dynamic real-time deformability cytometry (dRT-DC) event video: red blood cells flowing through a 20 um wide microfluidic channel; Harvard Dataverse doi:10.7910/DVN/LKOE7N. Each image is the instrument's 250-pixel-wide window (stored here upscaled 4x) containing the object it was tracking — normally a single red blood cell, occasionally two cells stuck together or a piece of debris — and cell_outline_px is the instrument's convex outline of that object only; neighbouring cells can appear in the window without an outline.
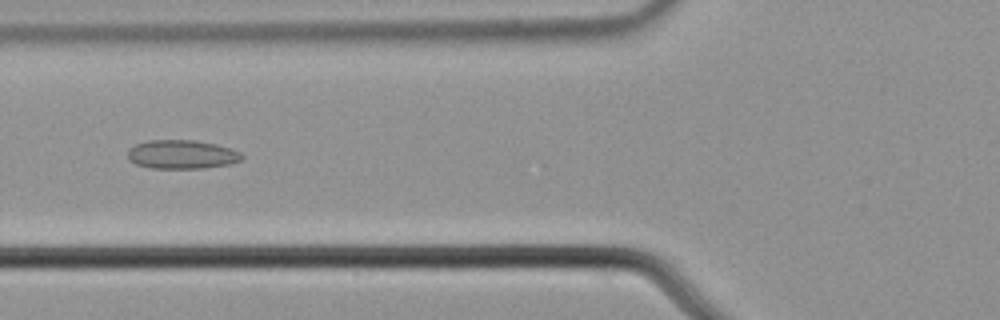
{"species": "common noctule bat (a hibernating species)", "species_latin": "Nyctalus noctula", "temperature_condition": "cold", "stored_images_in_passage": 5, "camera_frame_rate_fps": 3000, "um_per_image_px": 0.085, "animal": {"sex": "male", "body_mass_g": 21.5, "forearm_length_mm": 52.0}, "frame": {"image": 1, "passage_image": 4, "time_ms": 1.0, "image_size_px": [1000, 320], "cell_outline_px": [[244, 156], [240, 160], [232, 164], [204, 168], [152, 168], [136, 164], [128, 160], [128, 152], [136, 144], [148, 140], [196, 140], [216, 144], [232, 148], [240, 152]], "centroid_in_image_um": [15.49, 13.12], "position_along_channel_um": 110.3, "area_um2": 19.25}}
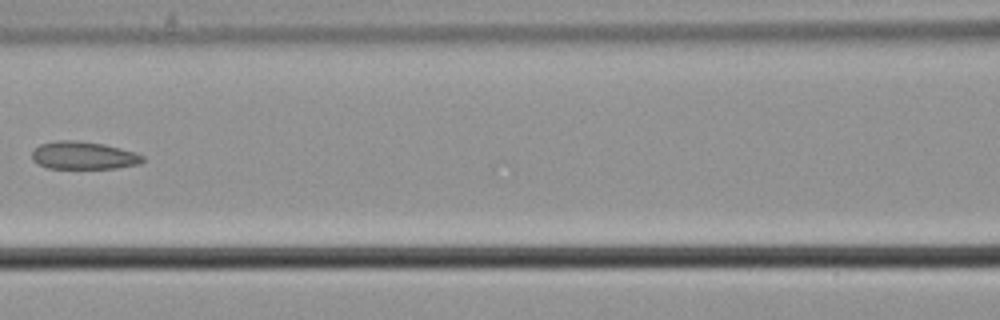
{"frame": {"image": 2, "passage_image": 5, "time_ms": 1.333, "image_size_px": [1000, 320], "cell_outline_px": [[144, 160], [140, 164], [116, 168], [48, 168], [32, 160], [32, 152], [40, 144], [56, 140], [76, 140], [104, 144], [136, 152], [144, 156]], "centroid_in_image_um": [7.12, 13.21], "position_along_channel_um": 159.5, "area_um2": 17.92}}